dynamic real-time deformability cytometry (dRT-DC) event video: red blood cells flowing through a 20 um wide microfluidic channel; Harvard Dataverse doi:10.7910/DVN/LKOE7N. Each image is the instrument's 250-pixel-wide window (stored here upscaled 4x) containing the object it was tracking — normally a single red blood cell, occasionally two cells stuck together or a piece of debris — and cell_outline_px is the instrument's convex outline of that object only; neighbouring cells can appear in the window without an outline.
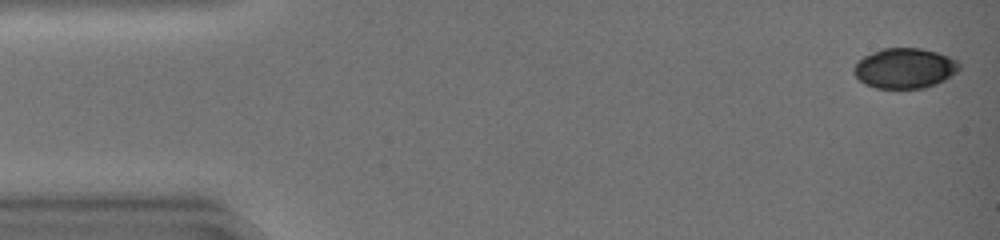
{"species": "common noctule bat (a hibernating species)", "species_latin": "Nyctalus noctula", "temperature_condition": "warm", "stored_images_in_passage": 44, "camera_frame_rate_fps": 3000, "um_per_image_px": 0.085, "animal": {"sex": "female", "body_mass_g": 19.0, "forearm_length_mm": 51.5}, "frame": {"image": 1, "passage_image": 1, "time_ms": 0.0, "image_size_px": [1000, 240], "cell_outline_px": [[960, 68], [956, 72], [944, 80], [936, 84], [924, 88], [876, 88], [864, 84], [852, 72], [856, 64], [864, 56], [872, 52], [884, 48], [920, 48], [936, 52], [960, 60]], "centroid_in_image_um": [76.92, 5.8], "position_along_channel_um": 8.1, "area_um2": 24.68}}
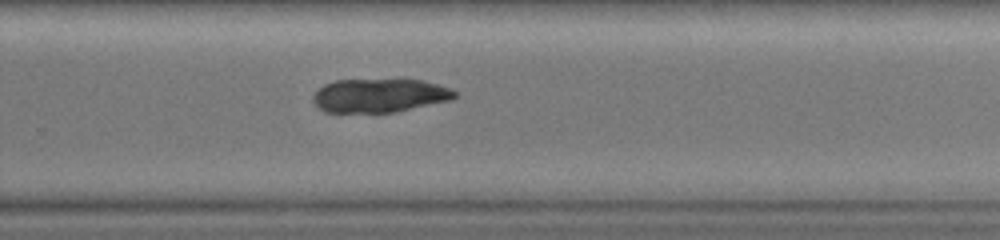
{"frame": {"image": 2, "passage_image": 30, "time_ms": 9.667, "image_size_px": [1000, 240], "cell_outline_px": [[456, 96], [452, 100], [396, 112], [324, 112], [312, 100], [316, 92], [324, 84], [336, 80], [424, 80], [448, 88], [456, 92]], "centroid_in_image_um": [32.27, 8.12], "position_along_channel_um": 297.5, "area_um2": 27.57}}
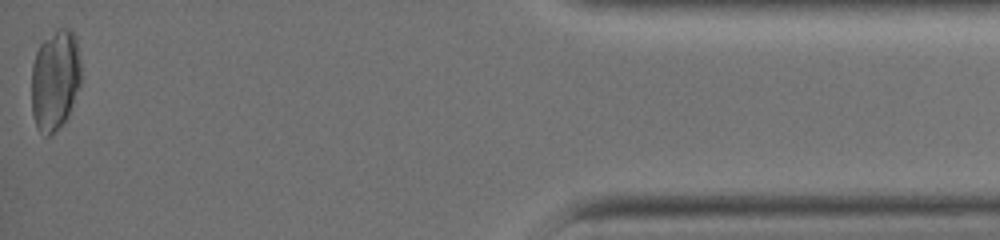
{"frame": {"image": 3, "passage_image": 44, "time_ms": 14.333, "image_size_px": [1000, 240], "cell_outline_px": [[80, 84], [68, 116], [52, 136], [48, 136], [36, 124], [32, 112], [32, 64], [36, 52], [40, 44], [56, 28], [68, 28], [76, 36], [80, 60]], "centroid_in_image_um": [4.69, 6.76], "position_along_channel_um": 430.5, "area_um2": 28.96}, "authors_computed_cell_mechanics": {"area_um2": 28.6977, "velocity_mm_per_s": 4.3449, "shape_relaxation_time_tau1_ms": 7.3881, "shape_relaxation_time_tau2_ms": 3.0173, "deformation_change_tau1": 0.1986, "deformation_change_tau2": 0.0484}}